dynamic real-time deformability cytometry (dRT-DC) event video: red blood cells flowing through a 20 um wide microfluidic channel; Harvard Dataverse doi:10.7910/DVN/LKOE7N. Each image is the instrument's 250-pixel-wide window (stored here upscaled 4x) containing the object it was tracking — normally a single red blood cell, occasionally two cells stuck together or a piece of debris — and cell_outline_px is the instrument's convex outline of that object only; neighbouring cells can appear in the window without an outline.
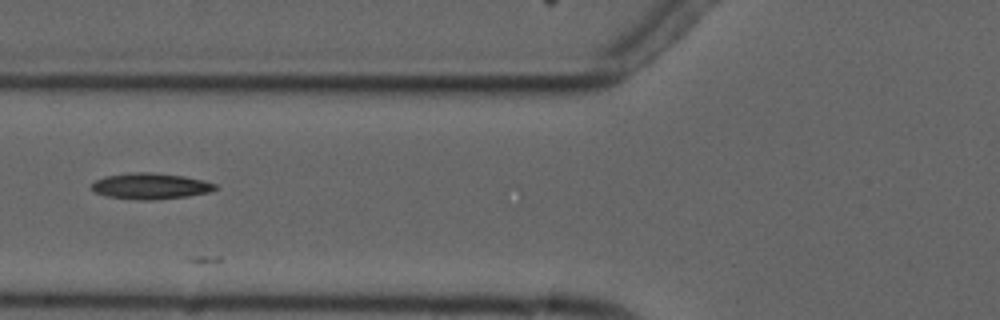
{"species": "common noctule bat (a hibernating species)", "species_latin": "Nyctalus noctula", "temperature_condition": "cold", "stored_images_in_passage": 8, "camera_frame_rate_fps": 3000, "um_per_image_px": 0.085, "animal": {"sex": "male", "forearm_length_mm": 52.5}, "frame": {"image": 1, "passage_image": 6, "time_ms": 7.0, "image_size_px": [1000, 320], "cell_outline_px": [[216, 188], [208, 192], [188, 196], [152, 200], [140, 200], [108, 196], [96, 192], [92, 188], [92, 184], [96, 180], [104, 176], [128, 172], [152, 172], [184, 176], [204, 180], [216, 184]], "centroid_in_image_um": [12.79, 15.8], "position_along_channel_um": 113.0, "area_um2": 18.67}}
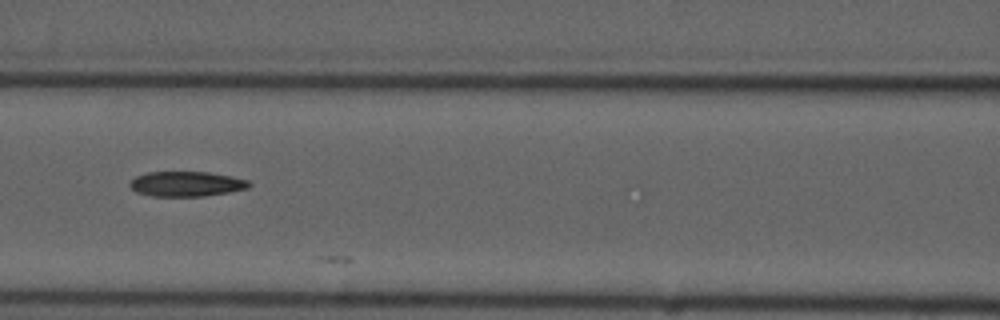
{"frame": {"image": 2, "passage_image": 7, "time_ms": 8.0, "image_size_px": [1000, 320], "cell_outline_px": [[252, 184], [248, 188], [228, 192], [204, 196], [152, 196], [136, 192], [128, 184], [136, 176], [148, 172], [208, 172], [232, 176], [248, 180]], "centroid_in_image_um": [15.85, 15.63], "position_along_channel_um": 150.7, "area_um2": 17.34}}